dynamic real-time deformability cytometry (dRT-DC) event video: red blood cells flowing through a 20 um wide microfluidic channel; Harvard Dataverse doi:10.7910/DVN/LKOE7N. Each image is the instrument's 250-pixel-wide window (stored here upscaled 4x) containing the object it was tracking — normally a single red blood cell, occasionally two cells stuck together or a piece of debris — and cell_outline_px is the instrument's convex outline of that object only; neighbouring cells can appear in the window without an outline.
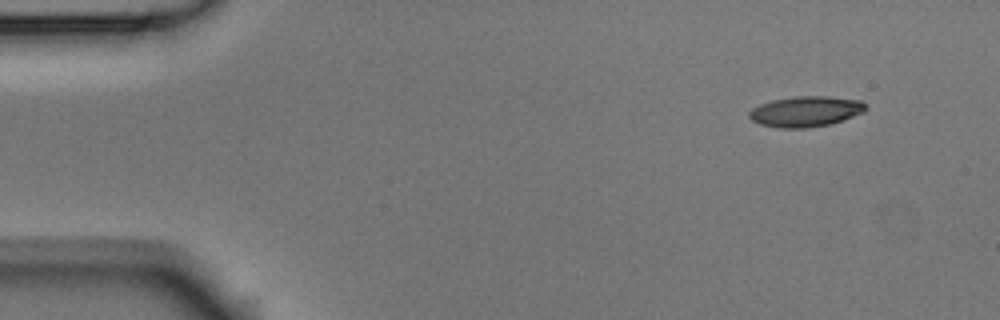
{"species": "Egyptian fruit bat (a non-hibernating species)", "species_latin": "Rousettus aegyptiacus", "temperature_condition": "room temperature", "stored_images_in_passage": 4, "camera_frame_rate_fps": 3000, "um_per_image_px": 0.085, "animal": {"sex": "male"}, "frame": {"image": 1, "passage_image": 1, "time_ms": 0.0, "image_size_px": [1000, 320], "cell_outline_px": [[868, 108], [864, 112], [844, 120], [832, 124], [808, 128], [780, 128], [760, 124], [752, 120], [748, 116], [748, 112], [752, 108], [760, 104], [772, 100], [796, 96], [828, 96], [860, 100]], "centroid_in_image_um": [68.49, 9.48], "position_along_channel_um": 16.5, "area_um2": 20.92}}
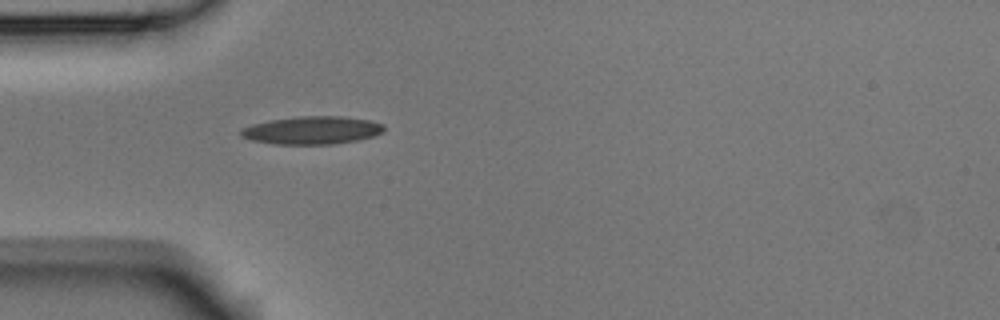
{"frame": {"image": 2, "passage_image": 4, "time_ms": 1.0, "image_size_px": [1000, 320], "cell_outline_px": [[384, 128], [380, 132], [372, 136], [356, 140], [332, 144], [276, 144], [252, 140], [240, 136], [240, 132], [244, 128], [252, 124], [272, 120], [300, 116], [340, 116], [368, 120], [384, 124]], "centroid_in_image_um": [26.51, 11.07], "position_along_channel_um": 58.5, "area_um2": 22.89}}